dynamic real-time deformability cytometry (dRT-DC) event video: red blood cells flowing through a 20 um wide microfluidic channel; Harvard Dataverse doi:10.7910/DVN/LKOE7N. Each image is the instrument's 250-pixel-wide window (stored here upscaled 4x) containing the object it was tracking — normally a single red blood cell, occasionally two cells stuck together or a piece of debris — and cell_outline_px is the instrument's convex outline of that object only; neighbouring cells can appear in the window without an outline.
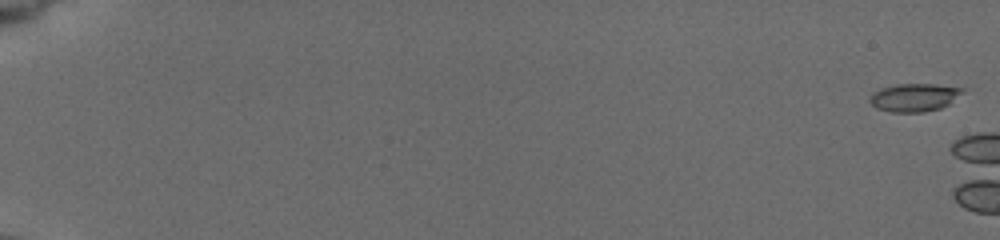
{"species": "common noctule bat (a hibernating species)", "species_latin": "Nyctalus noctula", "temperature_condition": "cold", "stored_images_in_passage": 6, "camera_frame_rate_fps": 3000, "um_per_image_px": 0.085, "animal": {"sex": "female", "body_mass_g": 19.5, "forearm_length_mm": 54.1}, "frame": {"image": 1, "passage_image": 1, "time_ms": 0.0, "image_size_px": [1000, 240], "cell_outline_px": [[964, 92], [948, 104], [940, 108], [924, 112], [892, 112], [876, 108], [868, 100], [868, 96], [872, 92], [880, 88], [896, 84], [936, 84], [964, 88]], "centroid_in_image_um": [77.67, 8.27], "position_along_channel_um": 7.3, "area_um2": 15.26}}